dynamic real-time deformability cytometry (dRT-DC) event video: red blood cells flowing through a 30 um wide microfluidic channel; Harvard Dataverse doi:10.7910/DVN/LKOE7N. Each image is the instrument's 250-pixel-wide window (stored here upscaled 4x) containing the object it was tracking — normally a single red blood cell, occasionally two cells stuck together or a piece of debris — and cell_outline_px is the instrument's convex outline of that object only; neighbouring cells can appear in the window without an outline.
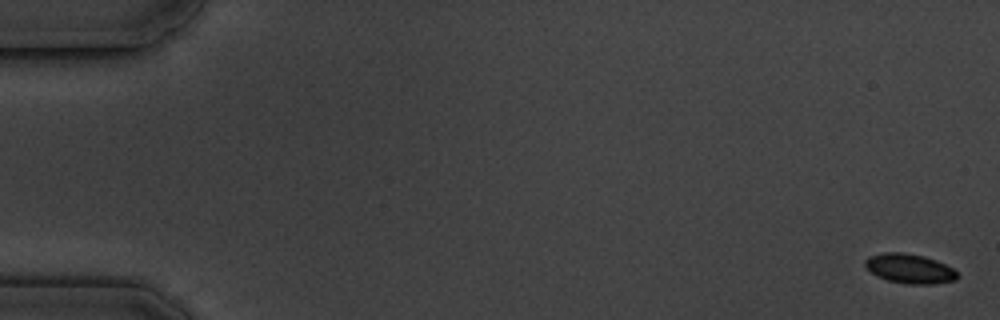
{"species": "common noctule bat (a hibernating species)", "species_latin": "Nyctalus noctula", "temperature_condition": "cold", "stored_images_in_passage": 16, "camera_frame_rate_fps": 3000, "um_per_image_px": 0.085, "animal": {"sex": "male", "body_mass_g": 19.5, "forearm_length_mm": 54.6}, "frame": {"image": 1, "passage_image": 1, "time_ms": 0.0, "image_size_px": [1000, 320], "cell_outline_px": [[956, 280], [932, 284], [908, 284], [888, 280], [876, 276], [864, 264], [864, 260], [868, 256], [884, 252], [904, 252], [924, 256], [936, 260], [952, 268], [956, 272]], "centroid_in_image_um": [77.28, 22.82], "position_along_channel_um": 7.7, "area_um2": 15.78}}
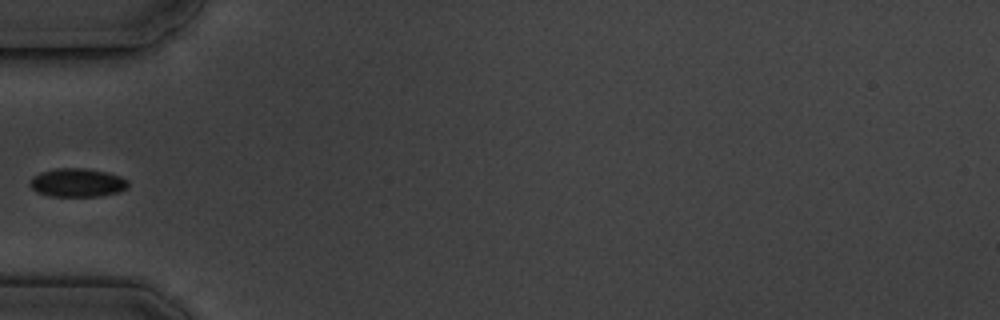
{"frame": {"image": 2, "passage_image": 6, "time_ms": 6.333, "image_size_px": [1000, 320], "cell_outline_px": [[128, 188], [120, 192], [100, 196], [48, 196], [36, 192], [28, 184], [32, 176], [40, 172], [52, 168], [84, 168], [108, 172], [120, 176], [128, 180]], "centroid_in_image_um": [6.56, 15.52], "position_along_channel_um": 78.4, "area_um2": 16.65}}
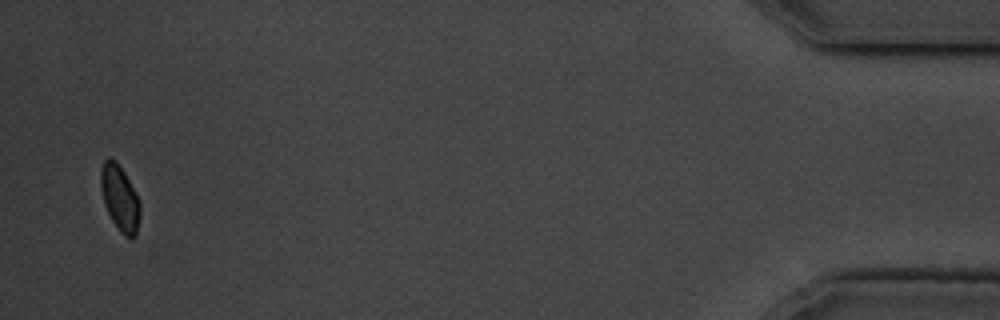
{"frame": {"image": 3, "passage_image": 16, "time_ms": 18.667, "image_size_px": [1000, 320], "cell_outline_px": [[140, 216], [136, 236], [124, 236], [120, 232], [112, 220], [104, 204], [100, 184], [100, 168], [104, 160], [108, 156], [116, 160], [124, 172], [140, 200]], "centroid_in_image_um": [10.18, 16.8], "position_along_channel_um": 425.0, "area_um2": 15.14}, "authors_computed_cell_mechanics": {"area_um2": 15.9528, "velocity_mm_per_s": 3.4682, "shape_relaxation_time_tau1_ms": 3.1378, "shape_relaxation_time_tau2_ms": null, "deformation_change_tau1": 0.0605, "deformation_change_tau2": null}}